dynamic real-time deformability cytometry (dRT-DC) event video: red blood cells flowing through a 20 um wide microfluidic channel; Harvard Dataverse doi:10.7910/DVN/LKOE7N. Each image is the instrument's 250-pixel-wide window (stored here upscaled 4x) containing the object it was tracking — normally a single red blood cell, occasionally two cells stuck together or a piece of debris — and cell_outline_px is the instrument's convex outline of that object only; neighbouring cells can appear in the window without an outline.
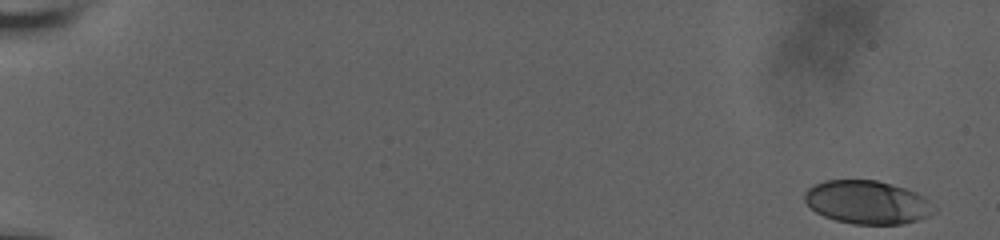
{"species": "human", "species_latin": "Homo sapiens", "temperature_condition": "room temperature", "stored_images_in_passage": 58, "camera_frame_rate_fps": 3000, "um_per_image_px": 0.085, "donor": {"sex": "male"}, "frame": {"image": 1, "passage_image": 1, "time_ms": 0.0, "image_size_px": [1000, 240], "cell_outline_px": [[936, 208], [928, 216], [904, 224], [852, 224], [836, 220], [824, 216], [816, 212], [804, 200], [804, 192], [808, 188], [824, 180], [876, 180], [904, 188], [916, 192], [924, 196]], "centroid_in_image_um": [73.71, 17.19], "position_along_channel_um": 11.3, "area_um2": 32.54}}
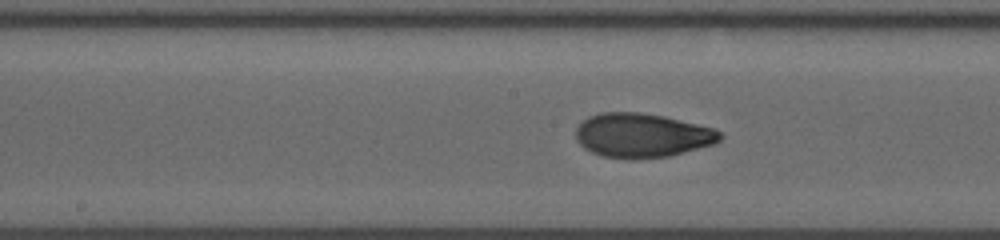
{"frame": {"image": 2, "passage_image": 32, "time_ms": 10.333, "image_size_px": [1000, 240], "cell_outline_px": [[724, 136], [716, 144], [668, 156], [632, 160], [628, 160], [600, 156], [584, 148], [576, 140], [576, 128], [588, 116], [600, 112], [640, 112], [664, 116], [716, 128]], "centroid_in_image_um": [54.59, 11.51], "position_along_channel_um": 193.6, "area_um2": 37.63}}
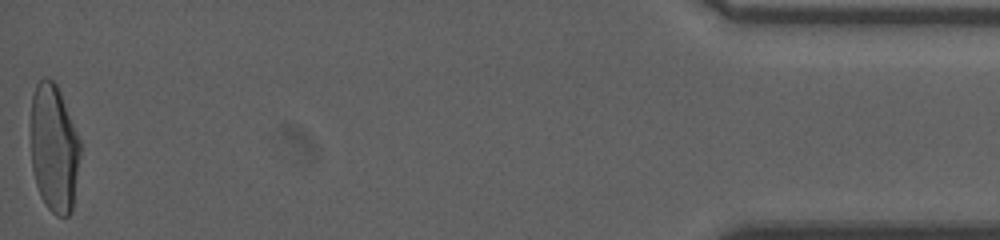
{"frame": {"image": 3, "passage_image": 58, "time_ms": 19.0, "image_size_px": [1000, 240], "cell_outline_px": [[80, 156], [72, 212], [68, 216], [56, 216], [44, 204], [40, 196], [36, 184], [32, 168], [32, 96], [36, 84], [44, 76], [52, 80], [56, 84], [60, 92], [80, 140]], "centroid_in_image_um": [4.6, 12.64], "position_along_channel_um": 430.6, "area_um2": 36.7}, "authors_computed_cell_mechanics": {"area_um2": 36.1539, "velocity_mm_per_s": 3.7147, "shape_relaxation_time_tau1_ms": 7.0769, "shape_relaxation_time_tau2_ms": 1.1525, "deformation_change_tau1": 0.2504, "deformation_change_tau2": 0.055}}